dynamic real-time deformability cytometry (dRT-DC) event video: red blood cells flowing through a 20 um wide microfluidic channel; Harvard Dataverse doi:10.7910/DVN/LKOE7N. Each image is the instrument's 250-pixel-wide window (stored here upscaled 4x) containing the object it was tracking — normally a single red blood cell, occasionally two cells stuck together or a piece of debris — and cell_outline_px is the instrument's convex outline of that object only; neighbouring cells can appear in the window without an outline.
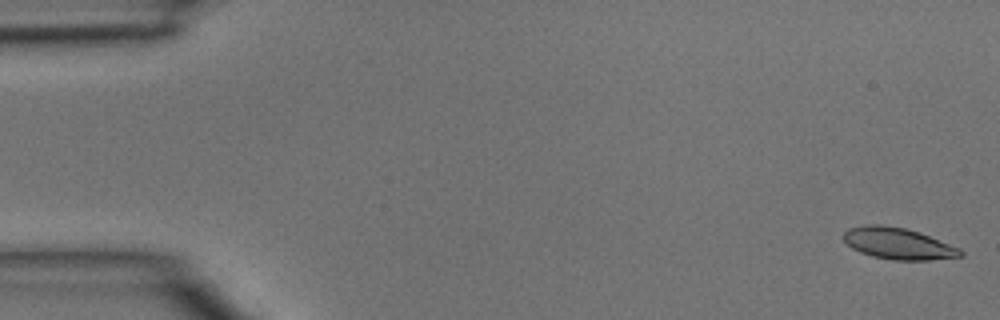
{"species": "common noctule bat (a hibernating species)", "species_latin": "Nyctalus noctula", "temperature_condition": "room temperature", "stored_images_in_passage": 4, "camera_frame_rate_fps": 3000, "um_per_image_px": 0.085, "animal": {"sex": "male", "body_mass_g": 15.6}, "frame": {"image": 1, "passage_image": 1, "time_ms": 0.0, "image_size_px": [1000, 320], "cell_outline_px": [[964, 256], [928, 260], [892, 260], [872, 256], [860, 252], [852, 248], [840, 236], [848, 228], [868, 224], [880, 224], [904, 228], [920, 232], [960, 248], [964, 252]], "centroid_in_image_um": [76.33, 20.7], "position_along_channel_um": 8.7, "area_um2": 21.62}}
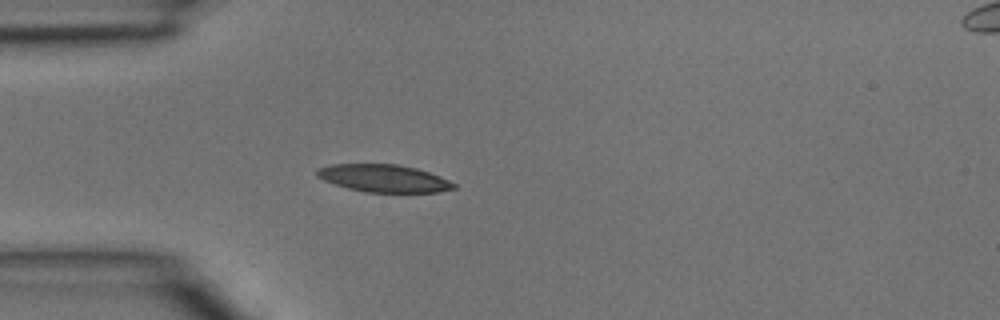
{"frame": {"image": 2, "passage_image": 4, "time_ms": 1.0, "image_size_px": [1000, 320], "cell_outline_px": [[456, 188], [440, 192], [364, 192], [348, 188], [324, 180], [316, 176], [316, 168], [332, 164], [396, 164], [416, 168], [440, 176], [456, 184]], "centroid_in_image_um": [32.61, 15.15], "position_along_channel_um": 52.4, "area_um2": 21.91}}